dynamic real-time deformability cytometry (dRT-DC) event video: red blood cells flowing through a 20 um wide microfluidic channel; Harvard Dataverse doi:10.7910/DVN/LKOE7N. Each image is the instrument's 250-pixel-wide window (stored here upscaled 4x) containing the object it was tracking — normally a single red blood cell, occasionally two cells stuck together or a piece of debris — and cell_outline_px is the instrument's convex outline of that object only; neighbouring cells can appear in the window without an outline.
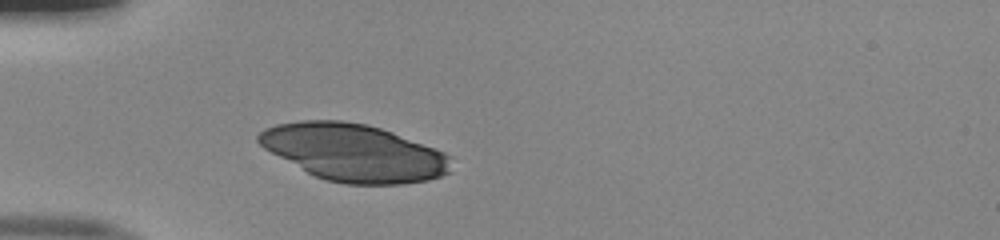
{"species": "human", "species_latin": "Homo sapiens", "temperature_condition": "room temperature", "stored_images_in_passage": 30, "camera_frame_rate_fps": 3000, "um_per_image_px": 0.085, "donor": {"sex": "male"}, "frame": {"image": 1, "passage_image": 1, "time_ms": 0.0, "image_size_px": [1000, 240], "cell_outline_px": [[452, 156], [448, 172], [440, 176], [428, 180], [400, 184], [344, 184], [324, 180], [308, 172], [264, 148], [256, 140], [256, 136], [264, 128], [276, 124], [300, 120], [340, 120], [368, 124], [392, 132], [444, 152]], "centroid_in_image_um": [30.06, 12.96], "position_along_channel_um": 54.9, "area_um2": 63.81}}